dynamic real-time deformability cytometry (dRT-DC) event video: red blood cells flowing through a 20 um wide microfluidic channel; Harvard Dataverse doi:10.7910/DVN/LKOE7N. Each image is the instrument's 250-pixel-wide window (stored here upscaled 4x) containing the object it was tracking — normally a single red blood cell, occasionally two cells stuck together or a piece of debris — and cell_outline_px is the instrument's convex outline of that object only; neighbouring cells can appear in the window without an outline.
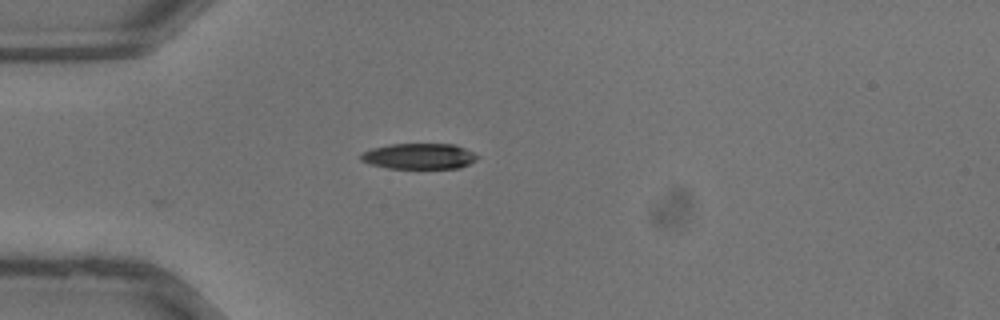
{"species": "common noctule bat (a hibernating species)", "species_latin": "Nyctalus noctula", "temperature_condition": "warm", "stored_images_in_passage": 2, "camera_frame_rate_fps": 3000, "um_per_image_px": 0.085, "animal": {"sex": "male", "body_mass_g": 13.3}, "frame": {"image": 1, "passage_image": 2, "time_ms": 0.333, "image_size_px": [1000, 320], "cell_outline_px": [[480, 156], [476, 160], [460, 168], [388, 168], [368, 164], [360, 160], [360, 156], [364, 152], [372, 148], [388, 144], [456, 144]], "centroid_in_image_um": [35.62, 13.28], "position_along_channel_um": 49.4, "area_um2": 17.51}}